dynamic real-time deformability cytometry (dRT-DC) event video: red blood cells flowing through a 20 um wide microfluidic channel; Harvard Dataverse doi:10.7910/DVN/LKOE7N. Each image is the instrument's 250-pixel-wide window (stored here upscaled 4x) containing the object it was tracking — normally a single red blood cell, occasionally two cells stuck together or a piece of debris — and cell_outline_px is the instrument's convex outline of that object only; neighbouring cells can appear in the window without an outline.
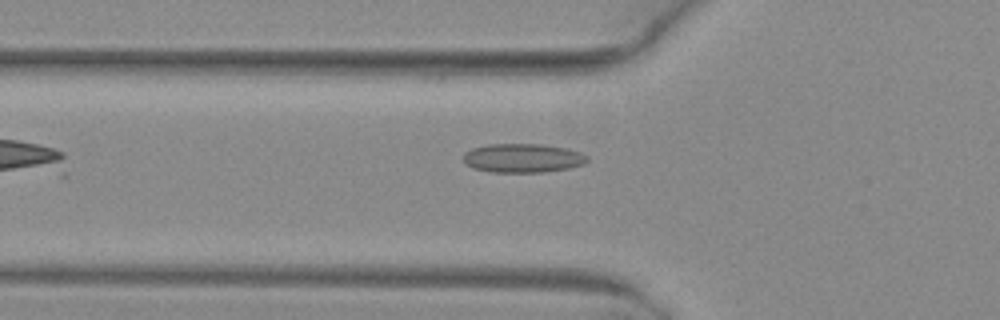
{"species": "common noctule bat (a hibernating species)", "species_latin": "Nyctalus noctula", "temperature_condition": "warm", "stored_images_in_passage": 16, "camera_frame_rate_fps": 3000, "um_per_image_px": 0.085, "animal": {"sex": "female", "body_mass_g": 29.2, "forearm_length_mm": 56.3}, "frame": {"image": 1, "passage_image": 3, "time_ms": 0.667, "image_size_px": [1000, 320], "cell_outline_px": [[588, 160], [584, 164], [568, 168], [544, 172], [492, 172], [472, 168], [464, 160], [464, 152], [472, 148], [488, 144], [540, 144], [568, 148], [580, 152], [588, 156]], "centroid_in_image_um": [44.45, 13.43], "position_along_channel_um": 81.4, "area_um2": 20.92}}
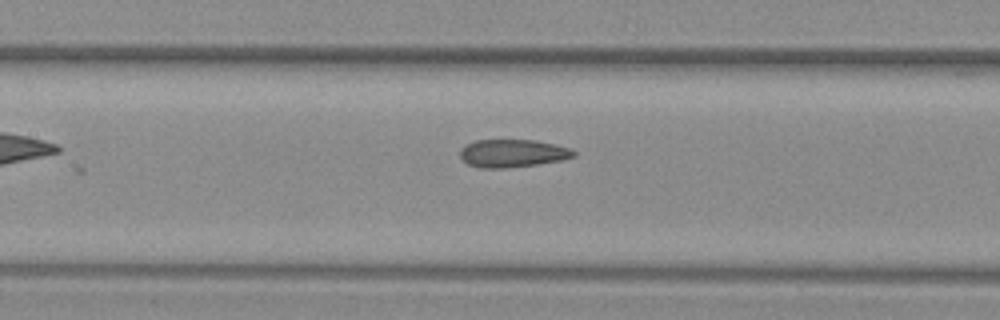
{"frame": {"image": 2, "passage_image": 9, "time_ms": 2.667, "image_size_px": [1000, 320], "cell_outline_px": [[576, 156], [560, 160], [536, 164], [504, 168], [480, 168], [468, 164], [460, 156], [460, 148], [476, 140], [536, 140], [556, 144], [568, 148], [576, 152]], "centroid_in_image_um": [43.56, 13.02], "position_along_channel_um": 163.8, "area_um2": 18.32}}
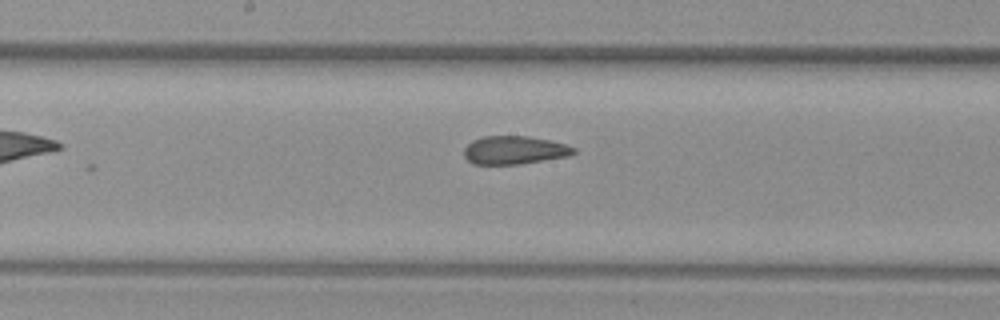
{"frame": {"image": 3, "passage_image": 12, "time_ms": 3.667, "image_size_px": [1000, 320], "cell_outline_px": [[576, 152], [568, 156], [520, 164], [472, 164], [464, 156], [464, 148], [472, 140], [484, 136], [528, 136], [548, 140], [564, 144], [576, 148]], "centroid_in_image_um": [43.7, 12.76], "position_along_channel_um": 204.5, "area_um2": 17.98}}